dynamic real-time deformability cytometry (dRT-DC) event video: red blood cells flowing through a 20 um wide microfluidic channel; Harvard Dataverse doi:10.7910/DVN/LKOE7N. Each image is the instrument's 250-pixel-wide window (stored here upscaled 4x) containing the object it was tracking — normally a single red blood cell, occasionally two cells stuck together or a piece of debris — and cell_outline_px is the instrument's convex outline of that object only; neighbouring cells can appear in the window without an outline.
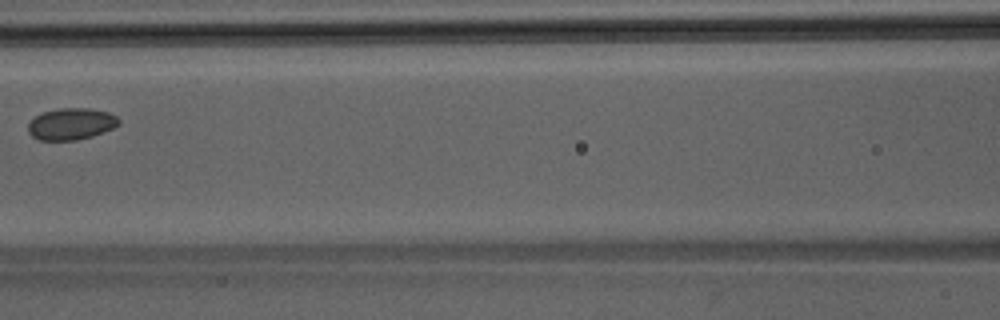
{"species": "Egyptian fruit bat (a non-hibernating species)", "species_latin": "Rousettus aegyptiacus", "temperature_condition": "room temperature", "stored_images_in_passage": 4, "camera_frame_rate_fps": 3000, "um_per_image_px": 0.085, "animal": {"sex": "male"}, "frame": {"image": 1, "passage_image": 4, "time_ms": 1.0, "image_size_px": [1000, 320], "cell_outline_px": [[120, 124], [104, 132], [92, 136], [76, 140], [40, 140], [32, 136], [28, 132], [28, 124], [36, 116], [44, 112], [60, 108], [88, 108], [108, 112], [116, 116], [120, 120]], "centroid_in_image_um": [6.06, 10.53], "position_along_channel_um": 160.5, "area_um2": 16.65}}